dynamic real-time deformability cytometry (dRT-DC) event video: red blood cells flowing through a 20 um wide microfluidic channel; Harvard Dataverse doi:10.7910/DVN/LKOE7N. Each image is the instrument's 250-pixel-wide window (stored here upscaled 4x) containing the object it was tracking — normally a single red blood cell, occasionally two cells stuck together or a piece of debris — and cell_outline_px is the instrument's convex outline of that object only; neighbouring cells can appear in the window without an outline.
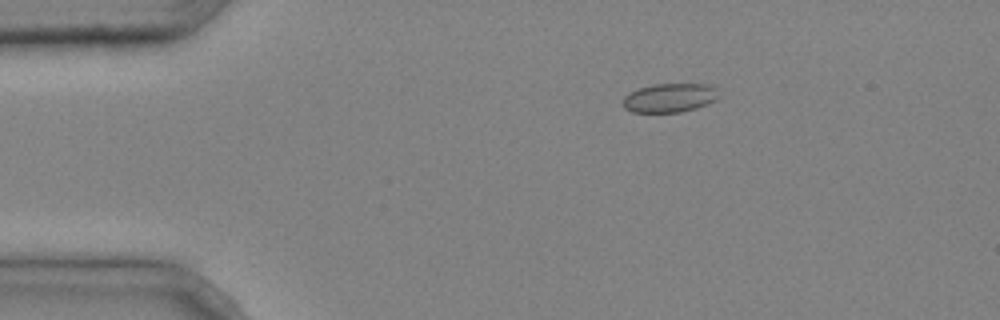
{"species": "common noctule bat (a hibernating species)", "species_latin": "Nyctalus noctula", "temperature_condition": "cold", "stored_images_in_passage": 5, "camera_frame_rate_fps": 3000, "um_per_image_px": 0.085, "animal": {"sex": "male", "body_mass_g": 20.4}, "frame": {"image": 1, "passage_image": 3, "time_ms": 0.667, "image_size_px": [1000, 320], "cell_outline_px": [[720, 96], [716, 100], [708, 104], [696, 108], [680, 112], [632, 112], [624, 108], [624, 96], [640, 88], [656, 84], [708, 84], [716, 88]], "centroid_in_image_um": [56.97, 8.32], "position_along_channel_um": 28.0, "area_um2": 16.07}}